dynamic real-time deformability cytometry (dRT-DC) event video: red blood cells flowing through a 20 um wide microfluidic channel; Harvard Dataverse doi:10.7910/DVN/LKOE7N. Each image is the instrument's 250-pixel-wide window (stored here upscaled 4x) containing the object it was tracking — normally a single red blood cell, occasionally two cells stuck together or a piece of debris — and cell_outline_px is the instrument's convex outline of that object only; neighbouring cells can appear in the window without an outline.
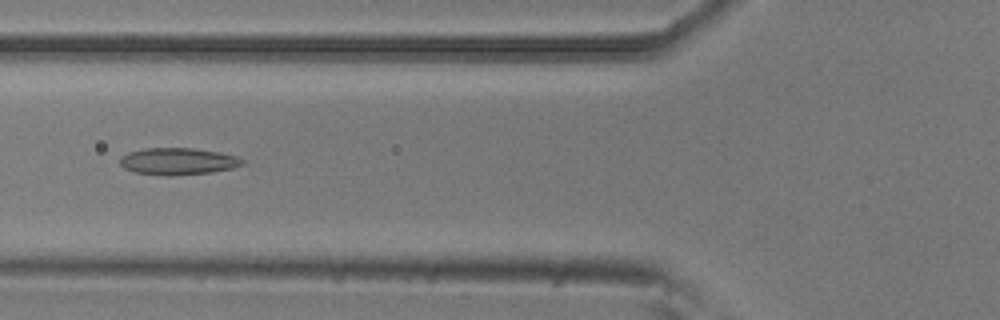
{"species": "common noctule bat (a hibernating species)", "species_latin": "Nyctalus noctula", "temperature_condition": "room temperature", "stored_images_in_passage": 5, "camera_frame_rate_fps": 3000, "um_per_image_px": 0.085, "animal": {"sex": "male", "body_mass_g": 20.5, "forearm_length_mm": 52.5}, "frame": {"image": 1, "passage_image": 5, "time_ms": 1.333, "image_size_px": [1000, 320], "cell_outline_px": [[244, 164], [232, 168], [212, 172], [172, 176], [168, 176], [136, 172], [124, 168], [120, 164], [120, 160], [128, 152], [144, 148], [192, 148], [220, 152], [236, 156], [244, 160]], "centroid_in_image_um": [15.15, 13.71], "position_along_channel_um": 110.7, "area_um2": 19.13}}